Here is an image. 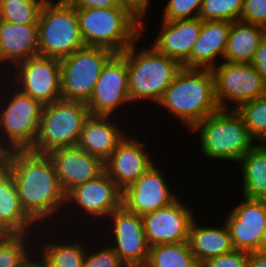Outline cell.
Instances as JSON below:
<instances>
[{
  "label": "cell",
  "mask_w": 266,
  "mask_h": 267,
  "mask_svg": "<svg viewBox=\"0 0 266 267\" xmlns=\"http://www.w3.org/2000/svg\"><path fill=\"white\" fill-rule=\"evenodd\" d=\"M19 201L34 222H44L47 217L60 213L66 203L53 162L47 154L27 150H12L8 167ZM60 211V212H59Z\"/></svg>",
  "instance_id": "cell-1"
},
{
  "label": "cell",
  "mask_w": 266,
  "mask_h": 267,
  "mask_svg": "<svg viewBox=\"0 0 266 267\" xmlns=\"http://www.w3.org/2000/svg\"><path fill=\"white\" fill-rule=\"evenodd\" d=\"M158 104L192 129L220 109L211 70L182 67Z\"/></svg>",
  "instance_id": "cell-2"
},
{
  "label": "cell",
  "mask_w": 266,
  "mask_h": 267,
  "mask_svg": "<svg viewBox=\"0 0 266 267\" xmlns=\"http://www.w3.org/2000/svg\"><path fill=\"white\" fill-rule=\"evenodd\" d=\"M85 46L122 53L142 35L141 22L124 7L76 8Z\"/></svg>",
  "instance_id": "cell-3"
},
{
  "label": "cell",
  "mask_w": 266,
  "mask_h": 267,
  "mask_svg": "<svg viewBox=\"0 0 266 267\" xmlns=\"http://www.w3.org/2000/svg\"><path fill=\"white\" fill-rule=\"evenodd\" d=\"M136 42L121 53L126 59L130 100L148 99L158 103L182 65L152 46L136 52Z\"/></svg>",
  "instance_id": "cell-4"
},
{
  "label": "cell",
  "mask_w": 266,
  "mask_h": 267,
  "mask_svg": "<svg viewBox=\"0 0 266 267\" xmlns=\"http://www.w3.org/2000/svg\"><path fill=\"white\" fill-rule=\"evenodd\" d=\"M202 154L207 158L240 161L255 145L254 138L236 109H219L197 123Z\"/></svg>",
  "instance_id": "cell-5"
},
{
  "label": "cell",
  "mask_w": 266,
  "mask_h": 267,
  "mask_svg": "<svg viewBox=\"0 0 266 267\" xmlns=\"http://www.w3.org/2000/svg\"><path fill=\"white\" fill-rule=\"evenodd\" d=\"M37 24L39 56L60 60L85 46L77 10L67 0H46Z\"/></svg>",
  "instance_id": "cell-6"
},
{
  "label": "cell",
  "mask_w": 266,
  "mask_h": 267,
  "mask_svg": "<svg viewBox=\"0 0 266 267\" xmlns=\"http://www.w3.org/2000/svg\"><path fill=\"white\" fill-rule=\"evenodd\" d=\"M89 116L87 104L79 101L60 99L43 105L37 136L29 150L48 154L54 149L76 146Z\"/></svg>",
  "instance_id": "cell-7"
},
{
  "label": "cell",
  "mask_w": 266,
  "mask_h": 267,
  "mask_svg": "<svg viewBox=\"0 0 266 267\" xmlns=\"http://www.w3.org/2000/svg\"><path fill=\"white\" fill-rule=\"evenodd\" d=\"M114 54L106 48L84 46L60 59L61 98L87 103L104 65Z\"/></svg>",
  "instance_id": "cell-8"
},
{
  "label": "cell",
  "mask_w": 266,
  "mask_h": 267,
  "mask_svg": "<svg viewBox=\"0 0 266 267\" xmlns=\"http://www.w3.org/2000/svg\"><path fill=\"white\" fill-rule=\"evenodd\" d=\"M14 90L8 103L0 108V138H3L0 142L10 151L27 150L35 142L43 105L18 89Z\"/></svg>",
  "instance_id": "cell-9"
},
{
  "label": "cell",
  "mask_w": 266,
  "mask_h": 267,
  "mask_svg": "<svg viewBox=\"0 0 266 267\" xmlns=\"http://www.w3.org/2000/svg\"><path fill=\"white\" fill-rule=\"evenodd\" d=\"M211 72L215 96L221 109H237L243 103L266 95V80L251 64L224 61ZM226 100L233 101V104L235 102V106L228 107Z\"/></svg>",
  "instance_id": "cell-10"
},
{
  "label": "cell",
  "mask_w": 266,
  "mask_h": 267,
  "mask_svg": "<svg viewBox=\"0 0 266 267\" xmlns=\"http://www.w3.org/2000/svg\"><path fill=\"white\" fill-rule=\"evenodd\" d=\"M14 67L16 68L14 71H17L14 82H18L15 88L19 91L42 105L62 99L59 59L38 55L19 62Z\"/></svg>",
  "instance_id": "cell-11"
},
{
  "label": "cell",
  "mask_w": 266,
  "mask_h": 267,
  "mask_svg": "<svg viewBox=\"0 0 266 267\" xmlns=\"http://www.w3.org/2000/svg\"><path fill=\"white\" fill-rule=\"evenodd\" d=\"M129 101L126 59L121 53H115L104 65L86 104L90 115L112 116Z\"/></svg>",
  "instance_id": "cell-12"
},
{
  "label": "cell",
  "mask_w": 266,
  "mask_h": 267,
  "mask_svg": "<svg viewBox=\"0 0 266 267\" xmlns=\"http://www.w3.org/2000/svg\"><path fill=\"white\" fill-rule=\"evenodd\" d=\"M179 198L169 205L142 215L148 245L174 244L188 241L194 213Z\"/></svg>",
  "instance_id": "cell-13"
},
{
  "label": "cell",
  "mask_w": 266,
  "mask_h": 267,
  "mask_svg": "<svg viewBox=\"0 0 266 267\" xmlns=\"http://www.w3.org/2000/svg\"><path fill=\"white\" fill-rule=\"evenodd\" d=\"M108 217L114 225L111 230L116 244L111 248L127 267H144L150 246L146 240L142 216L121 205Z\"/></svg>",
  "instance_id": "cell-14"
},
{
  "label": "cell",
  "mask_w": 266,
  "mask_h": 267,
  "mask_svg": "<svg viewBox=\"0 0 266 267\" xmlns=\"http://www.w3.org/2000/svg\"><path fill=\"white\" fill-rule=\"evenodd\" d=\"M232 212L225 224L228 227L236 250L259 251L264 242L266 229V200L244 197Z\"/></svg>",
  "instance_id": "cell-15"
},
{
  "label": "cell",
  "mask_w": 266,
  "mask_h": 267,
  "mask_svg": "<svg viewBox=\"0 0 266 267\" xmlns=\"http://www.w3.org/2000/svg\"><path fill=\"white\" fill-rule=\"evenodd\" d=\"M155 163L133 184L122 191L121 205L128 211L143 215L169 205L177 196L170 191Z\"/></svg>",
  "instance_id": "cell-16"
},
{
  "label": "cell",
  "mask_w": 266,
  "mask_h": 267,
  "mask_svg": "<svg viewBox=\"0 0 266 267\" xmlns=\"http://www.w3.org/2000/svg\"><path fill=\"white\" fill-rule=\"evenodd\" d=\"M47 155L53 162L65 194L74 187L97 178L105 171L104 162L100 158L77 146L54 149Z\"/></svg>",
  "instance_id": "cell-17"
},
{
  "label": "cell",
  "mask_w": 266,
  "mask_h": 267,
  "mask_svg": "<svg viewBox=\"0 0 266 267\" xmlns=\"http://www.w3.org/2000/svg\"><path fill=\"white\" fill-rule=\"evenodd\" d=\"M122 191L104 171L95 179L80 184L66 194L67 204L71 202L87 215L103 218L121 206Z\"/></svg>",
  "instance_id": "cell-18"
},
{
  "label": "cell",
  "mask_w": 266,
  "mask_h": 267,
  "mask_svg": "<svg viewBox=\"0 0 266 267\" xmlns=\"http://www.w3.org/2000/svg\"><path fill=\"white\" fill-rule=\"evenodd\" d=\"M136 139L125 135L104 162L105 172L121 191L133 184L154 164L153 159L145 152L146 148L144 150L143 144Z\"/></svg>",
  "instance_id": "cell-19"
},
{
  "label": "cell",
  "mask_w": 266,
  "mask_h": 267,
  "mask_svg": "<svg viewBox=\"0 0 266 267\" xmlns=\"http://www.w3.org/2000/svg\"><path fill=\"white\" fill-rule=\"evenodd\" d=\"M203 22L199 17L174 21L162 20L160 33L151 46L157 52L177 60L182 65L191 55Z\"/></svg>",
  "instance_id": "cell-20"
},
{
  "label": "cell",
  "mask_w": 266,
  "mask_h": 267,
  "mask_svg": "<svg viewBox=\"0 0 266 267\" xmlns=\"http://www.w3.org/2000/svg\"><path fill=\"white\" fill-rule=\"evenodd\" d=\"M232 22L204 21L190 57L182 64L187 69H213L215 59L224 56Z\"/></svg>",
  "instance_id": "cell-21"
},
{
  "label": "cell",
  "mask_w": 266,
  "mask_h": 267,
  "mask_svg": "<svg viewBox=\"0 0 266 267\" xmlns=\"http://www.w3.org/2000/svg\"><path fill=\"white\" fill-rule=\"evenodd\" d=\"M39 55L38 24H16L0 19V65L7 62L13 67Z\"/></svg>",
  "instance_id": "cell-22"
},
{
  "label": "cell",
  "mask_w": 266,
  "mask_h": 267,
  "mask_svg": "<svg viewBox=\"0 0 266 267\" xmlns=\"http://www.w3.org/2000/svg\"><path fill=\"white\" fill-rule=\"evenodd\" d=\"M111 116L90 115L80 133L77 147L105 162L126 134L110 120Z\"/></svg>",
  "instance_id": "cell-23"
},
{
  "label": "cell",
  "mask_w": 266,
  "mask_h": 267,
  "mask_svg": "<svg viewBox=\"0 0 266 267\" xmlns=\"http://www.w3.org/2000/svg\"><path fill=\"white\" fill-rule=\"evenodd\" d=\"M35 224L20 204L10 171L5 170L0 174V231L3 234H29Z\"/></svg>",
  "instance_id": "cell-24"
},
{
  "label": "cell",
  "mask_w": 266,
  "mask_h": 267,
  "mask_svg": "<svg viewBox=\"0 0 266 267\" xmlns=\"http://www.w3.org/2000/svg\"><path fill=\"white\" fill-rule=\"evenodd\" d=\"M194 218L191 222L188 245L199 266L210 258L233 251L235 248L227 225L214 228L197 225Z\"/></svg>",
  "instance_id": "cell-25"
},
{
  "label": "cell",
  "mask_w": 266,
  "mask_h": 267,
  "mask_svg": "<svg viewBox=\"0 0 266 267\" xmlns=\"http://www.w3.org/2000/svg\"><path fill=\"white\" fill-rule=\"evenodd\" d=\"M266 28L237 20L232 23L223 59L229 63L251 64Z\"/></svg>",
  "instance_id": "cell-26"
},
{
  "label": "cell",
  "mask_w": 266,
  "mask_h": 267,
  "mask_svg": "<svg viewBox=\"0 0 266 267\" xmlns=\"http://www.w3.org/2000/svg\"><path fill=\"white\" fill-rule=\"evenodd\" d=\"M239 162L243 197L266 200V143L255 144Z\"/></svg>",
  "instance_id": "cell-27"
},
{
  "label": "cell",
  "mask_w": 266,
  "mask_h": 267,
  "mask_svg": "<svg viewBox=\"0 0 266 267\" xmlns=\"http://www.w3.org/2000/svg\"><path fill=\"white\" fill-rule=\"evenodd\" d=\"M144 267H199V264L185 241L151 246Z\"/></svg>",
  "instance_id": "cell-28"
},
{
  "label": "cell",
  "mask_w": 266,
  "mask_h": 267,
  "mask_svg": "<svg viewBox=\"0 0 266 267\" xmlns=\"http://www.w3.org/2000/svg\"><path fill=\"white\" fill-rule=\"evenodd\" d=\"M39 252L42 267H83L86 249L81 241L76 243L44 242ZM78 243V244H77Z\"/></svg>",
  "instance_id": "cell-29"
},
{
  "label": "cell",
  "mask_w": 266,
  "mask_h": 267,
  "mask_svg": "<svg viewBox=\"0 0 266 267\" xmlns=\"http://www.w3.org/2000/svg\"><path fill=\"white\" fill-rule=\"evenodd\" d=\"M28 237V234H4L0 238V267H26L33 260L26 244Z\"/></svg>",
  "instance_id": "cell-30"
},
{
  "label": "cell",
  "mask_w": 266,
  "mask_h": 267,
  "mask_svg": "<svg viewBox=\"0 0 266 267\" xmlns=\"http://www.w3.org/2000/svg\"><path fill=\"white\" fill-rule=\"evenodd\" d=\"M46 0H0V19L16 24L38 23Z\"/></svg>",
  "instance_id": "cell-31"
},
{
  "label": "cell",
  "mask_w": 266,
  "mask_h": 267,
  "mask_svg": "<svg viewBox=\"0 0 266 267\" xmlns=\"http://www.w3.org/2000/svg\"><path fill=\"white\" fill-rule=\"evenodd\" d=\"M254 139L266 143V95L243 103L237 109Z\"/></svg>",
  "instance_id": "cell-32"
},
{
  "label": "cell",
  "mask_w": 266,
  "mask_h": 267,
  "mask_svg": "<svg viewBox=\"0 0 266 267\" xmlns=\"http://www.w3.org/2000/svg\"><path fill=\"white\" fill-rule=\"evenodd\" d=\"M244 0H203L199 18L203 21L240 20Z\"/></svg>",
  "instance_id": "cell-33"
},
{
  "label": "cell",
  "mask_w": 266,
  "mask_h": 267,
  "mask_svg": "<svg viewBox=\"0 0 266 267\" xmlns=\"http://www.w3.org/2000/svg\"><path fill=\"white\" fill-rule=\"evenodd\" d=\"M203 0H169L166 4L162 19L174 21L193 19L199 16Z\"/></svg>",
  "instance_id": "cell-34"
},
{
  "label": "cell",
  "mask_w": 266,
  "mask_h": 267,
  "mask_svg": "<svg viewBox=\"0 0 266 267\" xmlns=\"http://www.w3.org/2000/svg\"><path fill=\"white\" fill-rule=\"evenodd\" d=\"M83 267H127L119 255L108 245L97 252L86 250Z\"/></svg>",
  "instance_id": "cell-35"
},
{
  "label": "cell",
  "mask_w": 266,
  "mask_h": 267,
  "mask_svg": "<svg viewBox=\"0 0 266 267\" xmlns=\"http://www.w3.org/2000/svg\"><path fill=\"white\" fill-rule=\"evenodd\" d=\"M250 253L234 249L231 252L205 260L199 267H247Z\"/></svg>",
  "instance_id": "cell-36"
},
{
  "label": "cell",
  "mask_w": 266,
  "mask_h": 267,
  "mask_svg": "<svg viewBox=\"0 0 266 267\" xmlns=\"http://www.w3.org/2000/svg\"><path fill=\"white\" fill-rule=\"evenodd\" d=\"M240 21L266 28V0H244Z\"/></svg>",
  "instance_id": "cell-37"
},
{
  "label": "cell",
  "mask_w": 266,
  "mask_h": 267,
  "mask_svg": "<svg viewBox=\"0 0 266 267\" xmlns=\"http://www.w3.org/2000/svg\"><path fill=\"white\" fill-rule=\"evenodd\" d=\"M119 2L141 22V32H143V27L145 26L143 24L145 23L141 19L145 16L146 10L149 8L150 0H119Z\"/></svg>",
  "instance_id": "cell-38"
},
{
  "label": "cell",
  "mask_w": 266,
  "mask_h": 267,
  "mask_svg": "<svg viewBox=\"0 0 266 267\" xmlns=\"http://www.w3.org/2000/svg\"><path fill=\"white\" fill-rule=\"evenodd\" d=\"M75 8H113V7H123L119 0H67Z\"/></svg>",
  "instance_id": "cell-39"
},
{
  "label": "cell",
  "mask_w": 266,
  "mask_h": 267,
  "mask_svg": "<svg viewBox=\"0 0 266 267\" xmlns=\"http://www.w3.org/2000/svg\"><path fill=\"white\" fill-rule=\"evenodd\" d=\"M251 65L266 80V33L260 40L259 46L255 52V56Z\"/></svg>",
  "instance_id": "cell-40"
},
{
  "label": "cell",
  "mask_w": 266,
  "mask_h": 267,
  "mask_svg": "<svg viewBox=\"0 0 266 267\" xmlns=\"http://www.w3.org/2000/svg\"><path fill=\"white\" fill-rule=\"evenodd\" d=\"M247 267H266V252L262 250L250 252Z\"/></svg>",
  "instance_id": "cell-41"
},
{
  "label": "cell",
  "mask_w": 266,
  "mask_h": 267,
  "mask_svg": "<svg viewBox=\"0 0 266 267\" xmlns=\"http://www.w3.org/2000/svg\"><path fill=\"white\" fill-rule=\"evenodd\" d=\"M9 154L10 150L0 142V174L7 170Z\"/></svg>",
  "instance_id": "cell-42"
},
{
  "label": "cell",
  "mask_w": 266,
  "mask_h": 267,
  "mask_svg": "<svg viewBox=\"0 0 266 267\" xmlns=\"http://www.w3.org/2000/svg\"><path fill=\"white\" fill-rule=\"evenodd\" d=\"M26 267H42V265L37 257V259L32 260Z\"/></svg>",
  "instance_id": "cell-43"
},
{
  "label": "cell",
  "mask_w": 266,
  "mask_h": 267,
  "mask_svg": "<svg viewBox=\"0 0 266 267\" xmlns=\"http://www.w3.org/2000/svg\"><path fill=\"white\" fill-rule=\"evenodd\" d=\"M261 250L266 252V229H265V232H264V242H263Z\"/></svg>",
  "instance_id": "cell-44"
},
{
  "label": "cell",
  "mask_w": 266,
  "mask_h": 267,
  "mask_svg": "<svg viewBox=\"0 0 266 267\" xmlns=\"http://www.w3.org/2000/svg\"><path fill=\"white\" fill-rule=\"evenodd\" d=\"M4 234L0 231V238L3 236Z\"/></svg>",
  "instance_id": "cell-45"
}]
</instances>
